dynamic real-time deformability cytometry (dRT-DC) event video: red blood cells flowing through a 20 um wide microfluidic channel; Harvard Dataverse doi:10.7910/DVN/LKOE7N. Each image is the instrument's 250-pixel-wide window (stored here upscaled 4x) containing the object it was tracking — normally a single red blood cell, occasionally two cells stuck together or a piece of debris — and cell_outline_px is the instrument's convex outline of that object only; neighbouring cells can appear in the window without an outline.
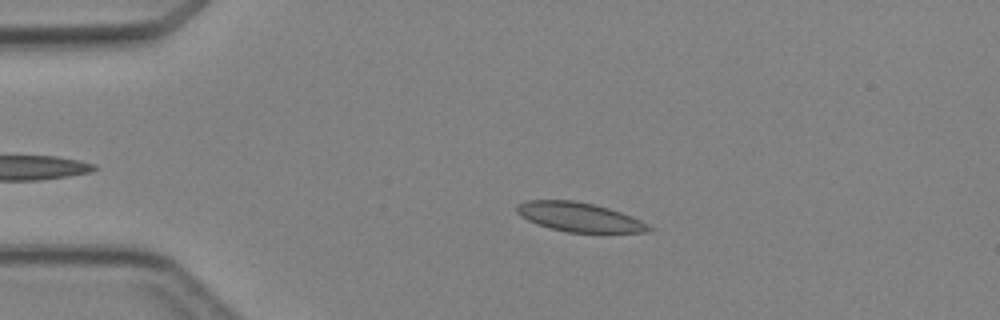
{"species": "Egyptian fruit bat (a non-hibernating species)", "species_latin": "Rousettus aegyptiacus", "temperature_condition": "cold", "stored_images_in_passage": 2, "camera_frame_rate_fps": 3000, "um_per_image_px": 0.085, "animal": {"sex": "female"}, "frame": {"image": 1, "passage_image": 2, "time_ms": 1.333, "image_size_px": [1000, 320], "cell_outline_px": [[656, 228], [648, 232], [568, 232], [536, 224], [520, 216], [516, 212], [516, 204], [528, 200], [572, 200], [596, 204], [620, 212], [640, 220]], "centroid_in_image_um": [49.23, 18.44], "position_along_channel_um": 35.8, "area_um2": 22.43}}